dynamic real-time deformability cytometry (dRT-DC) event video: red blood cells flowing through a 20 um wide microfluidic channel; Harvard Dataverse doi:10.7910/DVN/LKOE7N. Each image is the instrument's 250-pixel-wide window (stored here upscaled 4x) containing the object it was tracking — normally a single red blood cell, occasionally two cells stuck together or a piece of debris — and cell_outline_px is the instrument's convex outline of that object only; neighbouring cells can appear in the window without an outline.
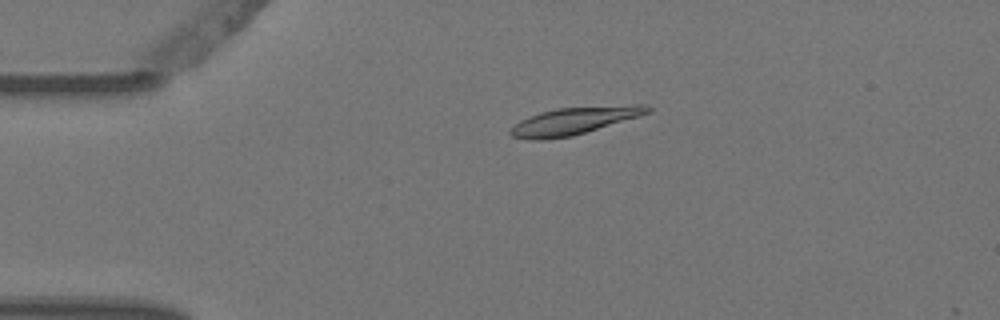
{"species": "Egyptian fruit bat (a non-hibernating species)", "species_latin": "Rousettus aegyptiacus", "temperature_condition": "warm", "stored_images_in_passage": 3, "camera_frame_rate_fps": 3000, "um_per_image_px": 0.085, "animal": {"sex": "female"}, "frame": {"image": 1, "passage_image": 2, "time_ms": 0.333, "image_size_px": [1000, 320], "cell_outline_px": [[652, 112], [640, 116], [572, 136], [540, 140], [532, 140], [512, 136], [508, 132], [520, 120], [528, 116], [540, 112], [556, 108], [632, 104], [644, 104], [652, 108]], "centroid_in_image_um": [48.84, 10.25], "position_along_channel_um": 36.2, "area_um2": 21.91}}